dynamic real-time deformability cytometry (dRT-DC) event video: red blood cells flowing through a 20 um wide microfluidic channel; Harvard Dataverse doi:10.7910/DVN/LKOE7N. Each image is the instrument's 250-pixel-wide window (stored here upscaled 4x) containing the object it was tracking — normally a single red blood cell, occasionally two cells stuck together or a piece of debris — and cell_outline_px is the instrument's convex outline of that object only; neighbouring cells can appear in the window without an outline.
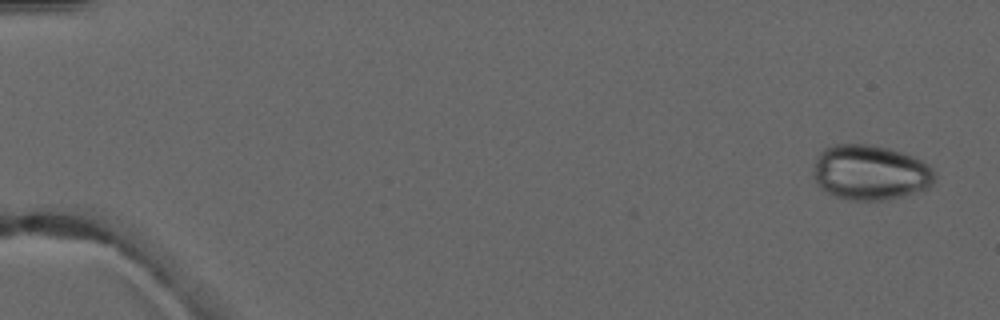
{"species": "common noctule bat (a hibernating species)", "species_latin": "Nyctalus noctula", "temperature_condition": "warm", "stored_images_in_passage": 5, "camera_frame_rate_fps": 3000, "um_per_image_px": 0.085, "animal": {"sex": "male", "forearm_length_mm": 52.5}, "frame": {"image": 1, "passage_image": 1, "time_ms": 0.0, "image_size_px": [1000, 320], "cell_outline_px": [[936, 176], [932, 184], [924, 192], [884, 200], [852, 200], [836, 196], [820, 188], [816, 184], [812, 176], [812, 172], [816, 160], [820, 152], [824, 148], [836, 144], [872, 144], [888, 148], [912, 156], [928, 164], [932, 168]], "centroid_in_image_um": [73.98, 14.67], "position_along_channel_um": 11.0, "area_um2": 39.36}}